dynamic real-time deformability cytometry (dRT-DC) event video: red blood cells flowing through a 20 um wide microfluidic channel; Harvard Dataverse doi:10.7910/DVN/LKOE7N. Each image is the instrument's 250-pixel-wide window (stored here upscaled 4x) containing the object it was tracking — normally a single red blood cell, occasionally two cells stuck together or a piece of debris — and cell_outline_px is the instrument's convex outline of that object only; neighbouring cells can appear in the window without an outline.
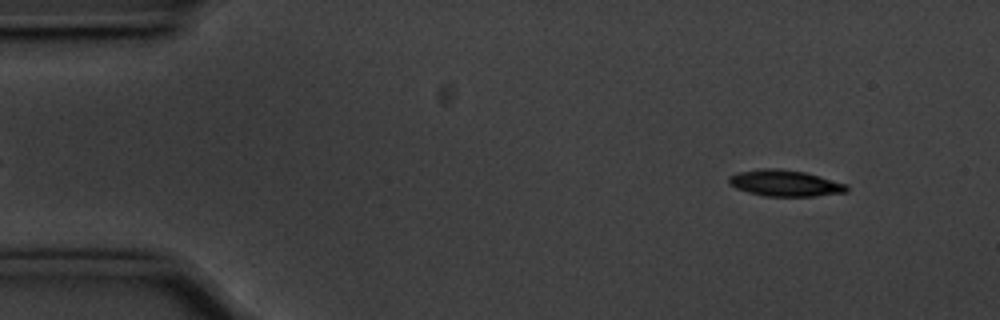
{"species": "common noctule bat (a hibernating species)", "species_latin": "Nyctalus noctula", "temperature_condition": "cold", "stored_images_in_passage": 51, "camera_frame_rate_fps": 3000, "um_per_image_px": 0.085, "animal": {"sex": "male", "body_mass_g": 20.1, "forearm_length_mm": 53.5}, "frame": {"image": 1, "passage_image": 1, "time_ms": 0.0, "image_size_px": [1000, 320], "cell_outline_px": [[848, 192], [816, 196], [764, 196], [748, 192], [736, 188], [728, 184], [728, 176], [736, 172], [764, 168], [776, 168], [804, 172], [820, 176], [848, 184]], "centroid_in_image_um": [66.72, 15.57], "position_along_channel_um": 18.3, "area_um2": 18.21}}
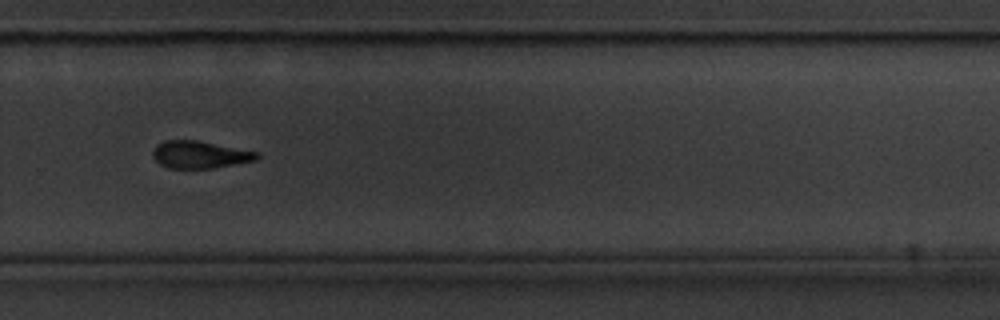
{"frame": {"image": 2, "passage_image": 33, "time_ms": 10.667, "image_size_px": [1000, 320], "cell_outline_px": [[260, 156], [256, 160], [212, 168], [168, 168], [160, 164], [152, 156], [152, 152], [156, 144], [164, 140], [196, 140], [260, 152]], "centroid_in_image_um": [16.97, 13.13], "position_along_channel_um": 312.8, "area_um2": 16.59}}
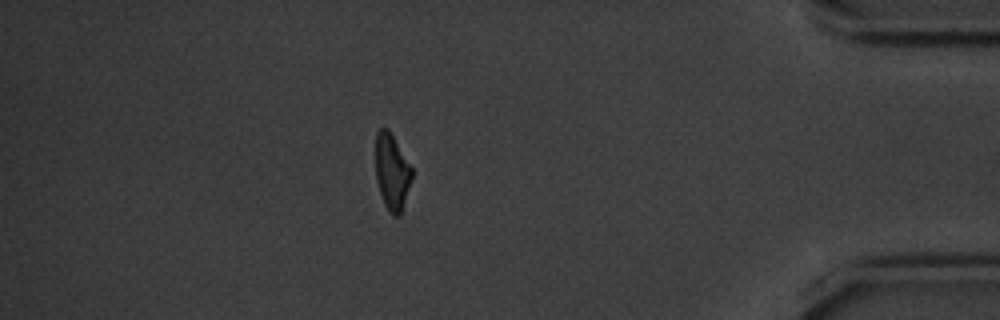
{"frame": {"image": 3, "passage_image": 44, "time_ms": 14.333, "image_size_px": [1000, 320], "cell_outline_px": [[412, 180], [400, 216], [392, 216], [384, 204], [376, 180], [376, 132], [380, 128], [388, 128], [412, 168]], "centroid_in_image_um": [33.32, 14.63], "position_along_channel_um": 401.9, "area_um2": 16.07}, "authors_computed_cell_mechanics": {"area_um2": 17.8602, "velocity_mm_per_s": 3.5653, "shape_relaxation_time_tau1_ms": 3.6961, "shape_relaxation_time_tau2_ms": 6.2866, "deformation_change_tau1": 0.1339, "deformation_change_tau2": 0.1586}}